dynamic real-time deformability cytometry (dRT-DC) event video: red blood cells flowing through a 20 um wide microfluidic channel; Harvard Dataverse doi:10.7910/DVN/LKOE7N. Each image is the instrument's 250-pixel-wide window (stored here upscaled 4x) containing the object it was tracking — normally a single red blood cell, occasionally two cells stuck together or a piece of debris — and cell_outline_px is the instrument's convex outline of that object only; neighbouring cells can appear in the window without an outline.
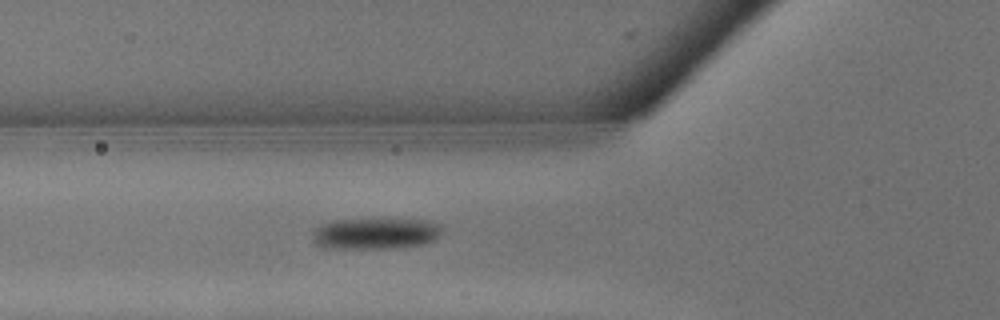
{"species": "common noctule bat (a hibernating species)", "species_latin": "Nyctalus noctula", "temperature_condition": "warm", "stored_images_in_passage": 9, "camera_frame_rate_fps": 3000, "um_per_image_px": 0.085, "animal": {"sex": "male", "body_mass_g": 13.3}, "frame": {"image": 1, "passage_image": 4, "time_ms": 1.0, "image_size_px": [1000, 320], "cell_outline_px": [[444, 232], [436, 240], [424, 244], [396, 248], [328, 248], [316, 244], [312, 240], [312, 232], [320, 224], [332, 220], [420, 220], [440, 224], [444, 228]], "centroid_in_image_um": [31.94, 19.86], "position_along_channel_um": 93.9, "area_um2": 23.64}}
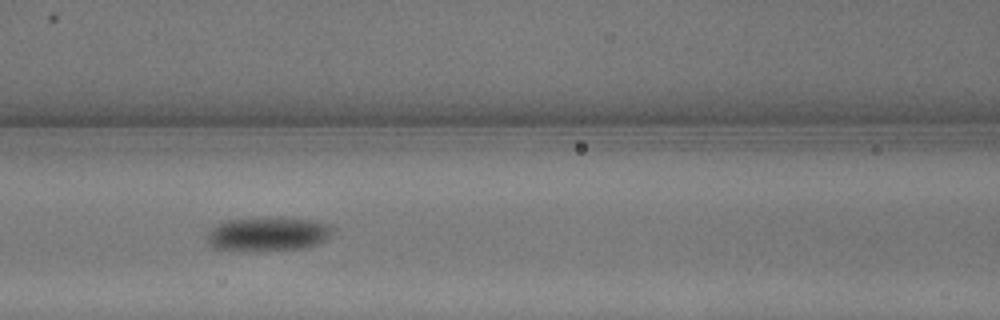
{"frame": {"image": 2, "passage_image": 6, "time_ms": 1.667, "image_size_px": [1000, 320], "cell_outline_px": [[332, 232], [320, 244], [308, 248], [268, 252], [240, 252], [212, 248], [208, 244], [208, 232], [216, 224], [228, 220], [260, 216], [312, 220], [332, 224]], "centroid_in_image_um": [22.75, 19.92], "position_along_channel_um": 143.8, "area_um2": 26.07}}
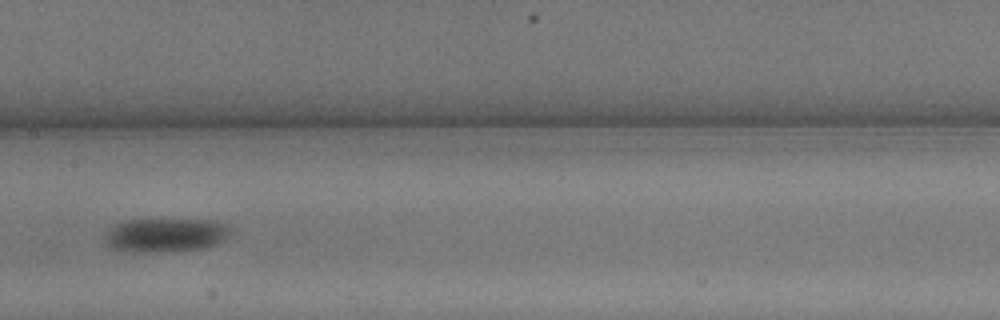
{"frame": {"image": 3, "passage_image": 8, "time_ms": 2.333, "image_size_px": [1000, 320], "cell_outline_px": [[232, 228], [216, 244], [204, 248], [148, 252], [120, 252], [112, 248], [104, 240], [104, 236], [116, 224], [124, 220], [204, 220], [228, 224]], "centroid_in_image_um": [14.0, 19.99], "position_along_channel_um": 193.4, "area_um2": 24.33}}